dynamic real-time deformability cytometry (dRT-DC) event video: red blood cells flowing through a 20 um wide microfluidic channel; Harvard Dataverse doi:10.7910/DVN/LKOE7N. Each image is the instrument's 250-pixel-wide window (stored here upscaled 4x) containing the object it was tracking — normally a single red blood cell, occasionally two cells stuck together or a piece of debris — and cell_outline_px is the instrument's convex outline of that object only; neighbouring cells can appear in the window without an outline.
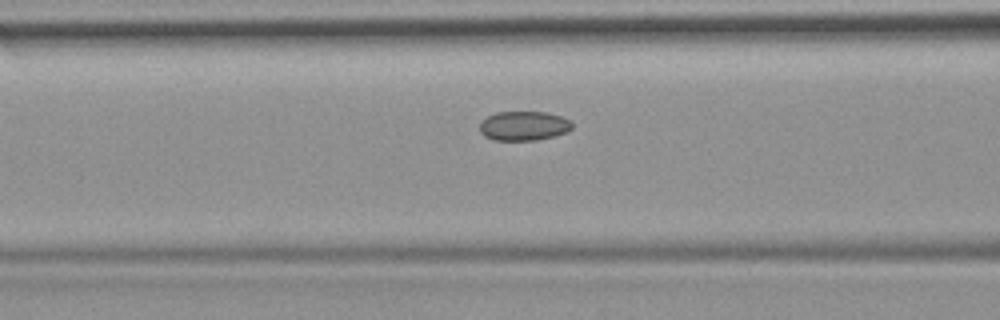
{"species": "common noctule bat (a hibernating species)", "species_latin": "Nyctalus noctula", "temperature_condition": "room temperature", "stored_images_in_passage": 3, "camera_frame_rate_fps": 3000, "um_per_image_px": 0.085, "animal": {"sex": "female", "body_mass_g": 19.9}, "frame": {"image": 1, "passage_image": 3, "time_ms": 0.667, "image_size_px": [1000, 320], "cell_outline_px": [[572, 128], [568, 132], [556, 136], [536, 140], [492, 140], [484, 136], [480, 132], [480, 124], [488, 116], [496, 112], [544, 112], [560, 116], [572, 120]], "centroid_in_image_um": [44.55, 10.71], "position_along_channel_um": 122.1, "area_um2": 15.9}}